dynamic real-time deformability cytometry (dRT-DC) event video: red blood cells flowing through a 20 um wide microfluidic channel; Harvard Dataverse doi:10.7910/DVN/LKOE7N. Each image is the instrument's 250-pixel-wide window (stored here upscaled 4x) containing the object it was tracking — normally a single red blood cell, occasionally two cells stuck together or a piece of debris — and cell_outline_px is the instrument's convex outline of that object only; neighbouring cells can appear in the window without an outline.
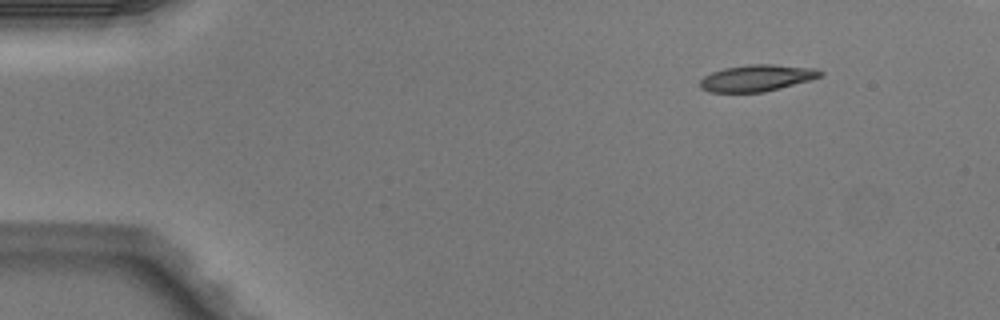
{"species": "Egyptian fruit bat (a non-hibernating species)", "species_latin": "Rousettus aegyptiacus", "temperature_condition": "warm", "stored_images_in_passage": 2, "camera_frame_rate_fps": 3000, "um_per_image_px": 0.085, "animal": {"sex": "male"}, "frame": {"image": 1, "passage_image": 2, "time_ms": 0.333, "image_size_px": [1000, 320], "cell_outline_px": [[824, 72], [820, 76], [808, 80], [780, 88], [764, 92], [708, 92], [700, 88], [700, 80], [704, 76], [712, 72], [724, 68], [748, 64], [772, 64], [816, 68]], "centroid_in_image_um": [64.3, 6.62], "position_along_channel_um": 20.7, "area_um2": 18.55}}